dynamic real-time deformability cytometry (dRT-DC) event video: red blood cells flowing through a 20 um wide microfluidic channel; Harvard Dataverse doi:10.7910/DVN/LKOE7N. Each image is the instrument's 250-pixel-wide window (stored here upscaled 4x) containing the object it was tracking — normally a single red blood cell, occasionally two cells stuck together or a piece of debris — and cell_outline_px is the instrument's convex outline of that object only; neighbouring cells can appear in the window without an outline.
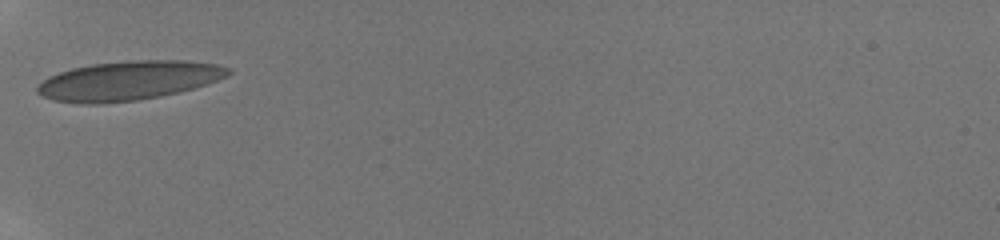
{"species": "human", "species_latin": "Homo sapiens", "temperature_condition": "room temperature", "stored_images_in_passage": 2, "camera_frame_rate_fps": 3000, "um_per_image_px": 0.085, "donor": {"sex": "male"}, "frame": {"image": 1, "passage_image": 1, "time_ms": 0.0, "image_size_px": [1000, 240], "cell_outline_px": [[232, 72], [228, 76], [208, 84], [180, 92], [160, 96], [136, 100], [100, 104], [80, 104], [52, 100], [36, 92], [36, 84], [48, 76], [72, 68], [92, 64], [132, 60], [184, 60], [216, 64], [232, 68]], "centroid_in_image_um": [10.92, 6.85], "position_along_channel_um": 74.1, "area_um2": 43.99}}